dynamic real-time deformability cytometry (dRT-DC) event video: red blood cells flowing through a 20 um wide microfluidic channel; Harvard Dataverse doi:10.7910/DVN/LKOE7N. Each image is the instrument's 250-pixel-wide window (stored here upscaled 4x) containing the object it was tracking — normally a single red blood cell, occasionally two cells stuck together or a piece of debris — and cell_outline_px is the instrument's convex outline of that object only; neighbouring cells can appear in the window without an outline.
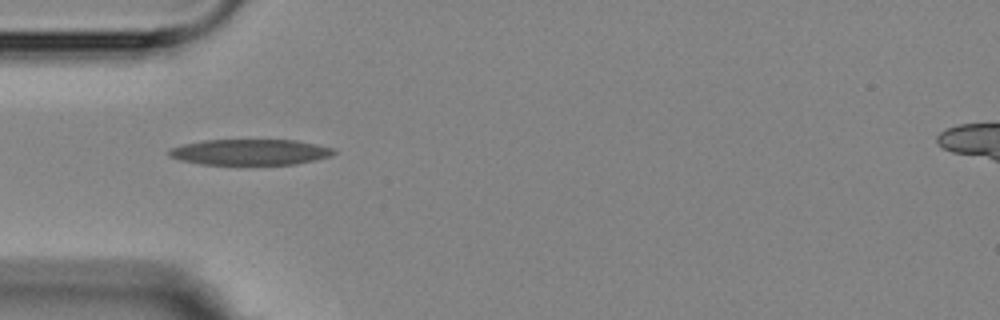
{"species": "Egyptian fruit bat (a non-hibernating species)", "species_latin": "Rousettus aegyptiacus", "temperature_condition": "room temperature", "stored_images_in_passage": 6, "camera_frame_rate_fps": 3000, "um_per_image_px": 0.085, "animal": {"sex": "female"}, "frame": {"image": 1, "passage_image": 1, "time_ms": 0.0, "image_size_px": [1000, 320], "cell_outline_px": [[336, 152], [332, 156], [316, 160], [296, 164], [200, 164], [180, 160], [168, 156], [168, 152], [172, 148], [184, 144], [204, 140], [296, 140], [316, 144], [332, 148]], "centroid_in_image_um": [21.28, 12.93], "position_along_channel_um": 63.7, "area_um2": 24.68}}
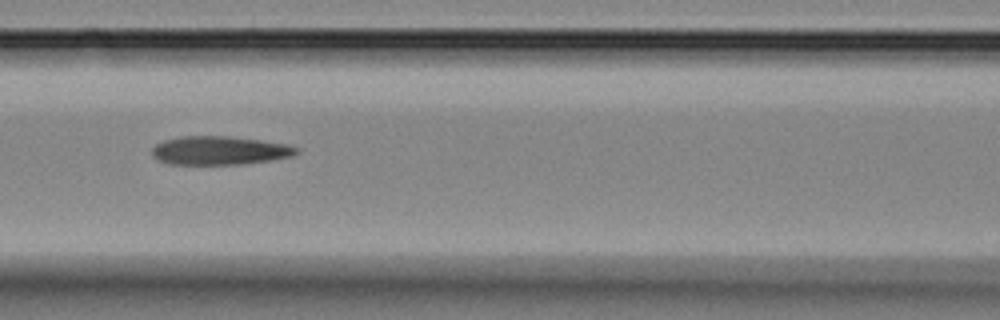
{"frame": {"image": 2, "passage_image": 3, "time_ms": 2.333, "image_size_px": [1000, 320], "cell_outline_px": [[300, 152], [292, 156], [268, 160], [240, 164], [168, 164], [152, 156], [152, 148], [156, 144], [164, 140], [180, 136], [228, 136], [260, 140], [288, 144], [300, 148]], "centroid_in_image_um": [18.67, 12.78], "position_along_channel_um": 147.9, "area_um2": 24.04}}
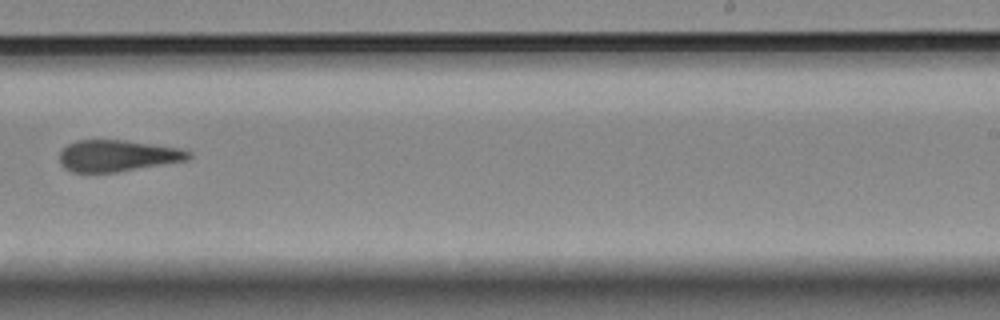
{"frame": {"image": 3, "passage_image": 6, "time_ms": 6.0, "image_size_px": [1000, 320], "cell_outline_px": [[192, 156], [188, 160], [116, 172], [72, 172], [64, 168], [60, 164], [60, 152], [68, 144], [76, 140], [124, 140], [180, 148], [192, 152]], "centroid_in_image_um": [9.99, 13.24], "position_along_channel_um": 279.0, "area_um2": 23.64}}